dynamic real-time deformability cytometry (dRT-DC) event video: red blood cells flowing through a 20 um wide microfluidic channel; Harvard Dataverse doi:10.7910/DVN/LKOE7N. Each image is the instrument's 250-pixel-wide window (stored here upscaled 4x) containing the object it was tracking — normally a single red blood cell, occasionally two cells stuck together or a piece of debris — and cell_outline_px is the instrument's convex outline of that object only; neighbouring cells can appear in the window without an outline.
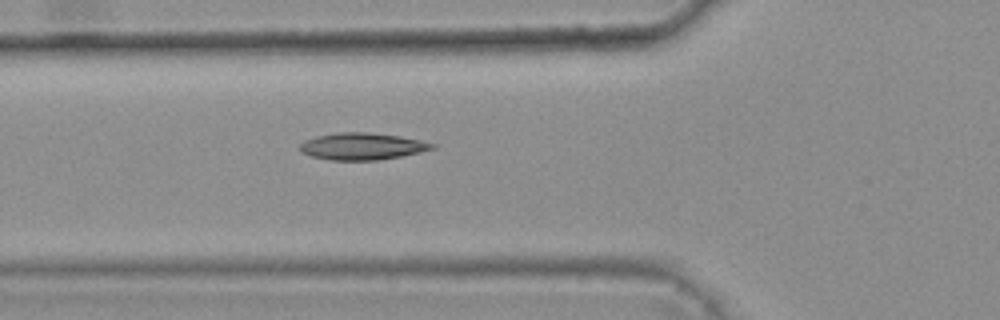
{"species": "common noctule bat (a hibernating species)", "species_latin": "Nyctalus noctula", "temperature_condition": "warm", "stored_images_in_passage": 3, "camera_frame_rate_fps": 3000, "um_per_image_px": 0.085, "animal": {"sex": "female", "body_mass_g": 25.1}, "frame": {"image": 1, "passage_image": 3, "time_ms": 0.667, "image_size_px": [1000, 320], "cell_outline_px": [[436, 148], [420, 152], [400, 156], [376, 160], [332, 160], [312, 156], [304, 152], [300, 148], [300, 144], [304, 140], [316, 136], [336, 132], [368, 132], [400, 136], [420, 140], [436, 144]], "centroid_in_image_um": [30.8, 12.42], "position_along_channel_um": 95.0, "area_um2": 20.63}}